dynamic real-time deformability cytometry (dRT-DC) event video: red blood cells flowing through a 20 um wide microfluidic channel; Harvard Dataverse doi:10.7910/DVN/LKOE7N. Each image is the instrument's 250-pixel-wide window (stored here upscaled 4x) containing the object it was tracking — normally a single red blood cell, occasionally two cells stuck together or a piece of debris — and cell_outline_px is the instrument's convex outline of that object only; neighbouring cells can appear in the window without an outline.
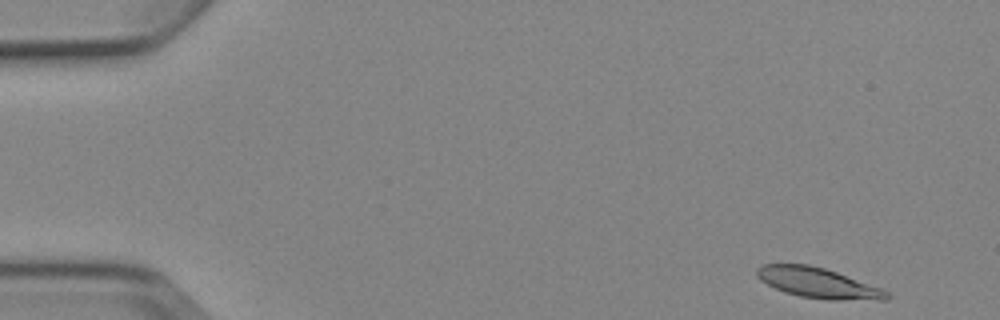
{"species": "Egyptian fruit bat (a non-hibernating species)", "species_latin": "Rousettus aegyptiacus", "temperature_condition": "cold", "stored_images_in_passage": 4, "camera_frame_rate_fps": 3000, "um_per_image_px": 0.085, "animal": {"sex": "female"}, "frame": {"image": 1, "passage_image": 1, "time_ms": 0.0, "image_size_px": [1000, 320], "cell_outline_px": [[892, 296], [888, 300], [828, 300], [800, 296], [784, 292], [760, 280], [756, 276], [756, 268], [760, 264], [808, 264], [824, 268], [836, 272], [880, 288], [888, 292]], "centroid_in_image_um": [69.52, 24.05], "position_along_channel_um": 15.5, "area_um2": 22.89}}